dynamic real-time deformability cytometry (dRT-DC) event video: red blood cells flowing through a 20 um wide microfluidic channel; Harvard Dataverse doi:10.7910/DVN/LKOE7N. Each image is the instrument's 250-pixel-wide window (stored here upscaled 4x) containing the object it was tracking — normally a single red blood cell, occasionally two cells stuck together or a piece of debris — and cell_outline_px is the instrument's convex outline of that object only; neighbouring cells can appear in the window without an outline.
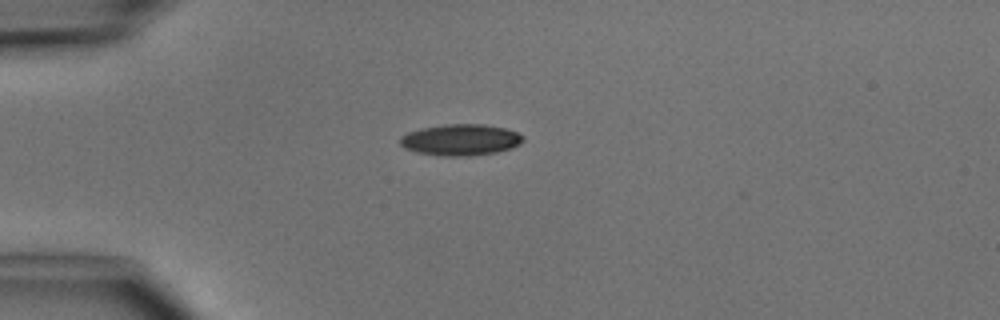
{"species": "common noctule bat (a hibernating species)", "species_latin": "Nyctalus noctula", "temperature_condition": "cold", "stored_images_in_passage": 1, "camera_frame_rate_fps": 3000, "um_per_image_px": 0.085, "animal": {"sex": "male", "body_mass_g": 15.6}, "frame": {"image": 1, "passage_image": 1, "time_ms": 0.0, "image_size_px": [1000, 320], "cell_outline_px": [[524, 140], [520, 144], [512, 148], [496, 152], [468, 156], [440, 156], [416, 152], [404, 148], [400, 144], [400, 136], [408, 132], [420, 128], [444, 124], [484, 124], [504, 128], [516, 132], [524, 136]], "centroid_in_image_um": [39.14, 11.88], "position_along_channel_um": 45.9, "area_um2": 22.6}}